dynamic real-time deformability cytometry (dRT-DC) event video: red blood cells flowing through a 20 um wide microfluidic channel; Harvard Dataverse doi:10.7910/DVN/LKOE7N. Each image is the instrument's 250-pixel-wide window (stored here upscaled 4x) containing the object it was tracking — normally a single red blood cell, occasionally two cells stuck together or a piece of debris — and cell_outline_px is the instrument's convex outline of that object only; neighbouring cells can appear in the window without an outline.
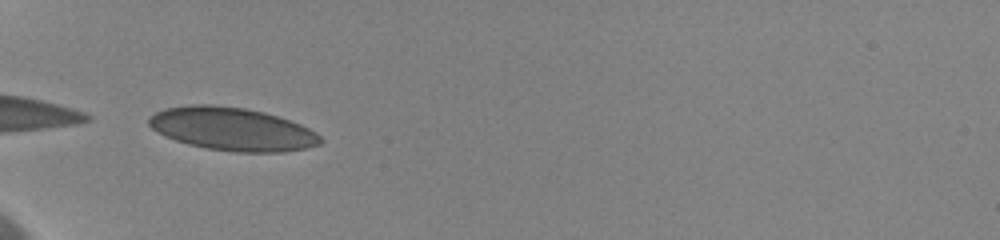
{"species": "human", "species_latin": "Homo sapiens", "temperature_condition": "cold", "stored_images_in_passage": 54, "camera_frame_rate_fps": 3000, "um_per_image_px": 0.085, "donor": {"sex": "female"}, "frame": {"image": 1, "passage_image": 1, "time_ms": 0.0, "image_size_px": [1000, 240], "cell_outline_px": [[324, 140], [320, 144], [304, 148], [280, 152], [236, 152], [208, 148], [188, 144], [176, 140], [152, 128], [148, 124], [148, 120], [156, 112], [164, 108], [192, 104], [212, 104], [248, 108], [264, 112], [300, 124], [316, 132]], "centroid_in_image_um": [19.75, 10.95], "position_along_channel_um": 65.2, "area_um2": 42.77}}